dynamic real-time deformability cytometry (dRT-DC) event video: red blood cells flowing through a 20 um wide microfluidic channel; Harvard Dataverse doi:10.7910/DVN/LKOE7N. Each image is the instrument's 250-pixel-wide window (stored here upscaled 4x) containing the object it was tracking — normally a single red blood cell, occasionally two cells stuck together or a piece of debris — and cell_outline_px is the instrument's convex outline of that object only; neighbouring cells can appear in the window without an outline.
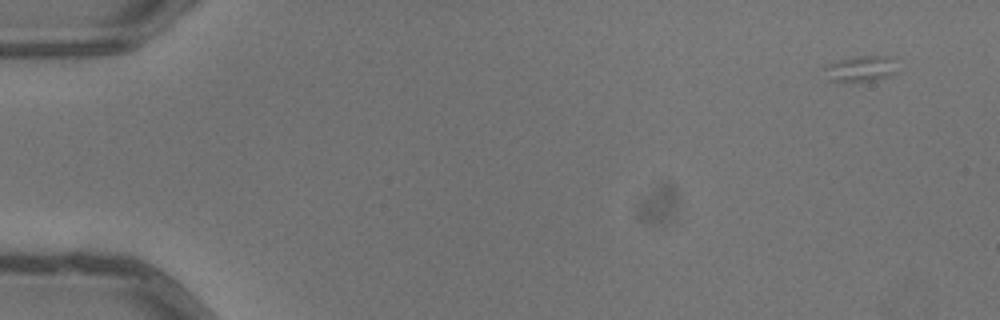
{"species": "common noctule bat (a hibernating species)", "species_latin": "Nyctalus noctula", "temperature_condition": "warm", "stored_images_in_passage": 4, "segment_of_instrument_passage": [1, 2], "camera_frame_rate_fps": 3000, "um_per_image_px": 0.085, "animal": {"sex": "male", "body_mass_g": 13.3}, "frame": {"image": 1, "passage_image": 1, "time_ms": 0.0, "image_size_px": [1000, 320], "cell_outline_px": [[892, 72], [888, 76], [872, 80], [840, 84], [828, 80], [824, 68], [828, 64], [840, 60], [860, 56], [892, 56]], "centroid_in_image_um": [73.03, 5.88], "position_along_channel_um": 12.0, "area_um2": 10.75}}